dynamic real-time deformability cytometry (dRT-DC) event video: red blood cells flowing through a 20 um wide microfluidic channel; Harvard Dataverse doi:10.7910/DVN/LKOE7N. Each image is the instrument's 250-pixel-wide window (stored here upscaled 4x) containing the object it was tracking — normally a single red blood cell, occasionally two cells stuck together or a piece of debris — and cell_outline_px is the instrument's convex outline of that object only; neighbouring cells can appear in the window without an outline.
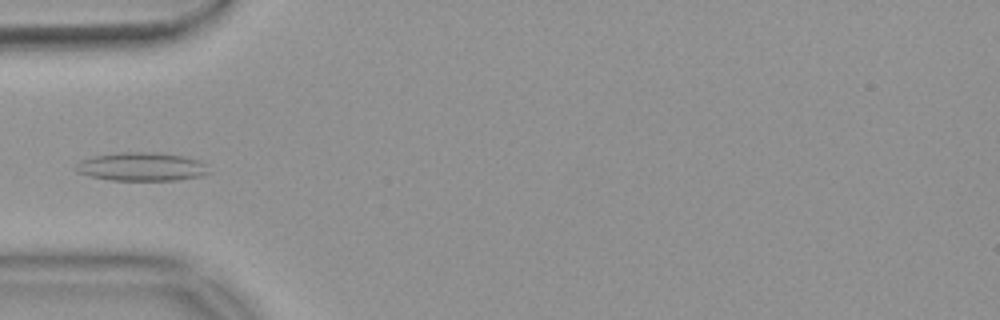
{"species": "common noctule bat (a hibernating species)", "species_latin": "Nyctalus noctula", "temperature_condition": "warm", "stored_images_in_passage": 27, "camera_frame_rate_fps": 3000, "um_per_image_px": 0.085, "animal": {"sex": "female", "body_mass_g": 18.4}, "frame": {"image": 1, "passage_image": 1, "time_ms": 0.0, "image_size_px": [1000, 320], "cell_outline_px": [[212, 172], [200, 176], [176, 180], [108, 180], [76, 172], [76, 168], [80, 160], [96, 156], [120, 152], [160, 152], [184, 156], [200, 160]], "centroid_in_image_um": [12.08, 14.16], "position_along_channel_um": 72.9, "area_um2": 22.08}}
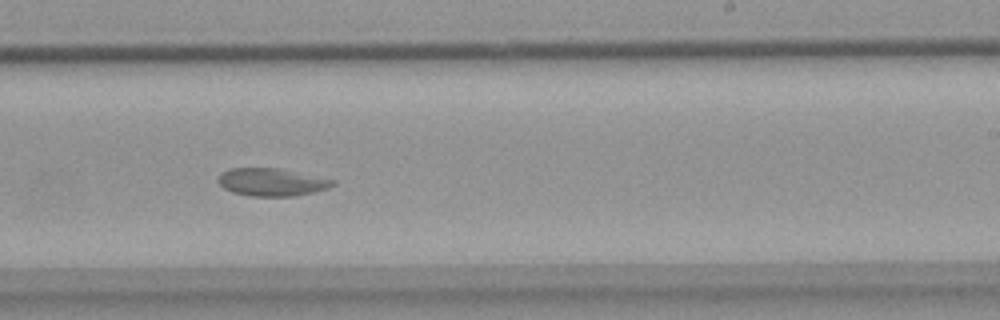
{"frame": {"image": 2, "passage_image": 17, "time_ms": 5.333, "image_size_px": [1000, 320], "cell_outline_px": [[336, 184], [328, 188], [296, 196], [248, 196], [232, 192], [224, 188], [216, 180], [220, 172], [228, 168], [280, 168], [336, 180]], "centroid_in_image_um": [23.07, 15.47], "position_along_channel_um": 265.9, "area_um2": 18.73}}
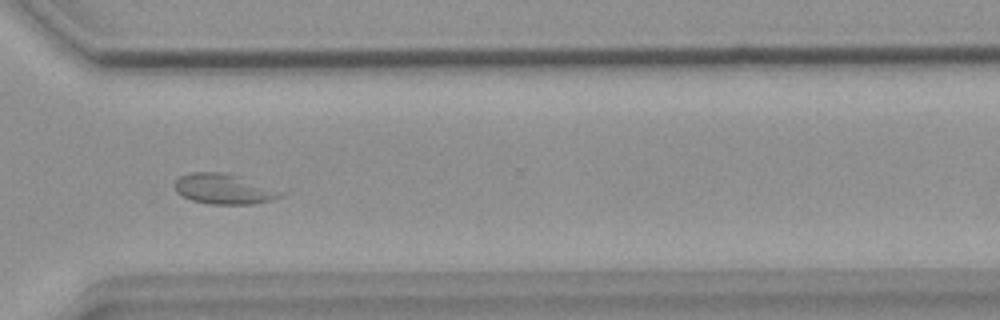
{"frame": {"image": 3, "passage_image": 24, "time_ms": 7.667, "image_size_px": [1000, 320], "cell_outline_px": [[288, 192], [284, 196], [272, 200], [256, 204], [208, 204], [192, 200], [180, 196], [176, 192], [176, 180], [180, 176], [192, 172], [220, 172], [240, 176]], "centroid_in_image_um": [19.1, 16.07], "position_along_channel_um": 351.5, "area_um2": 19.02}}